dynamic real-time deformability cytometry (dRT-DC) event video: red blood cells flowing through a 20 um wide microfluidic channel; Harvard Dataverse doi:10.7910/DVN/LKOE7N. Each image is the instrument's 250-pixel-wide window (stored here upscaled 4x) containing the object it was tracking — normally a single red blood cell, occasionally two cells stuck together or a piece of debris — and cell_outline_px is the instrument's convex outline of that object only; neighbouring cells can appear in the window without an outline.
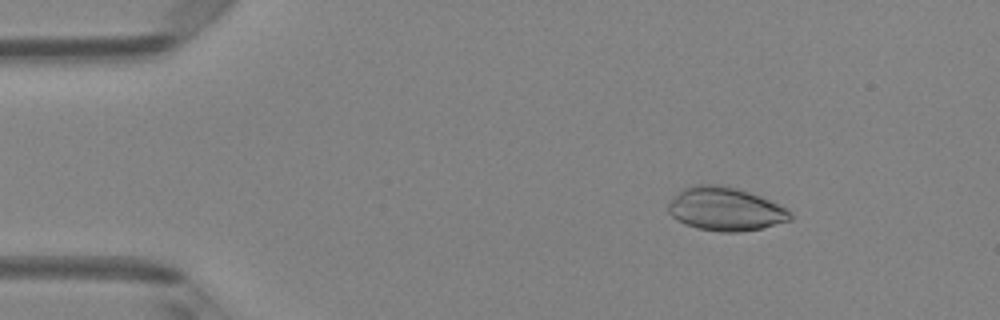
{"species": "Egyptian fruit bat (a non-hibernating species)", "species_latin": "Rousettus aegyptiacus", "temperature_condition": "room temperature", "stored_images_in_passage": 2, "camera_frame_rate_fps": 3000, "um_per_image_px": 0.085, "animal": {"sex": "female"}, "frame": {"image": 1, "passage_image": 1, "time_ms": 0.0, "image_size_px": [1000, 320], "cell_outline_px": [[792, 220], [760, 228], [740, 232], [720, 232], [696, 228], [684, 224], [672, 216], [668, 212], [668, 204], [684, 188], [692, 184], [724, 184], [760, 196], [792, 212]], "centroid_in_image_um": [61.64, 17.77], "position_along_channel_um": 23.4, "area_um2": 30.75}}